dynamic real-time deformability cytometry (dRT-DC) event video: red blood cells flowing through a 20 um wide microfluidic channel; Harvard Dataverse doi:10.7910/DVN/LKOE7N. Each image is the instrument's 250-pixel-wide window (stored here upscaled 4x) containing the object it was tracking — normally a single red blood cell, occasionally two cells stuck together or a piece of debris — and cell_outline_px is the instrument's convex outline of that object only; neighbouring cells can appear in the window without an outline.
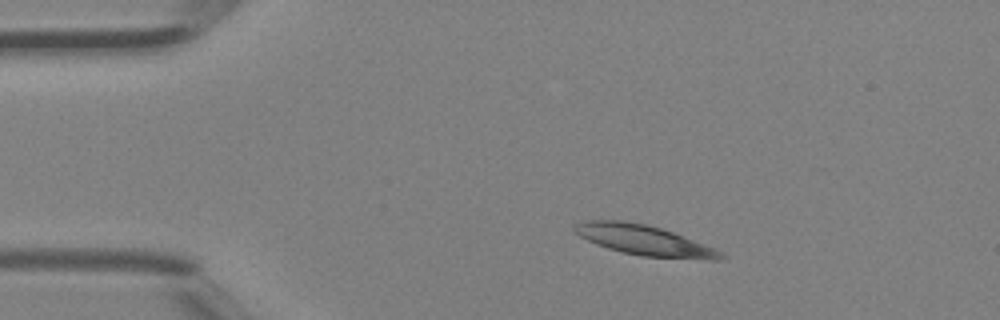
{"species": "Egyptian fruit bat (a non-hibernating species)", "species_latin": "Rousettus aegyptiacus", "temperature_condition": "room temperature", "stored_images_in_passage": 2, "camera_frame_rate_fps": 3000, "um_per_image_px": 0.085, "animal": {"sex": "female"}, "frame": {"image": 1, "passage_image": 1, "time_ms": 0.0, "image_size_px": [1000, 320], "cell_outline_px": [[728, 256], [720, 260], [712, 260], [644, 256], [624, 252], [608, 248], [596, 244], [572, 232], [572, 228], [576, 224], [588, 220], [620, 220], [644, 224], [660, 228], [672, 232], [716, 248]], "centroid_in_image_um": [54.78, 20.42], "position_along_channel_um": 30.2, "area_um2": 25.55}}